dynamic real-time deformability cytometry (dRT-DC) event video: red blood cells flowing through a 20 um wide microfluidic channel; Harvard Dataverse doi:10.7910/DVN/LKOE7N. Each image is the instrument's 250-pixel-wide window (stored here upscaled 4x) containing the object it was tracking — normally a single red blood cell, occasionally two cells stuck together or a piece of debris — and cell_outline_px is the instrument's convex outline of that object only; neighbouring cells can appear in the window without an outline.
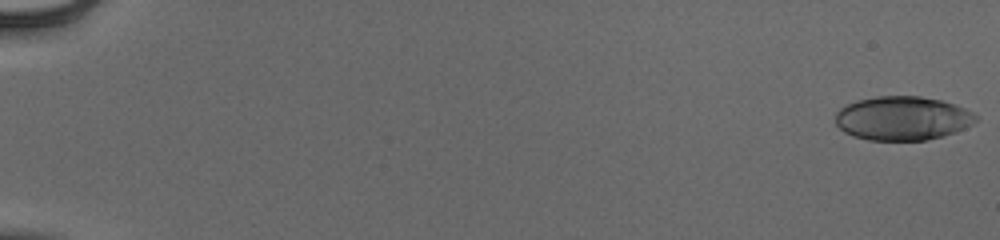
{"species": "human", "species_latin": "Homo sapiens", "temperature_condition": "cold", "stored_images_in_passage": 54, "camera_frame_rate_fps": 3000, "um_per_image_px": 0.085, "donor": {"sex": "male"}, "frame": {"image": 1, "passage_image": 1, "time_ms": 0.0, "image_size_px": [1000, 240], "cell_outline_px": [[976, 120], [972, 124], [956, 132], [944, 136], [924, 140], [868, 140], [852, 136], [844, 132], [836, 124], [836, 112], [840, 108], [856, 100], [876, 96], [920, 96], [940, 100], [964, 108], [972, 112], [976, 116]], "centroid_in_image_um": [76.69, 10.06], "position_along_channel_um": 8.3, "area_um2": 35.89}}
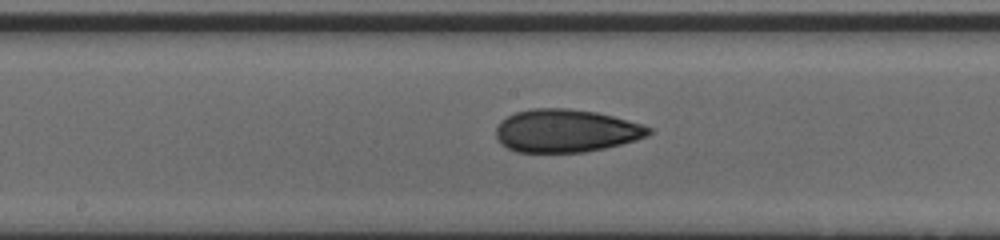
{"frame": {"image": 2, "passage_image": 31, "time_ms": 10.0, "image_size_px": [1000, 240], "cell_outline_px": [[652, 132], [648, 136], [636, 140], [604, 148], [584, 152], [516, 152], [500, 144], [496, 136], [496, 124], [500, 120], [516, 112], [532, 108], [568, 108], [596, 112], [628, 120], [652, 128]], "centroid_in_image_um": [48.08, 11.11], "position_along_channel_um": 200.1, "area_um2": 38.32}}
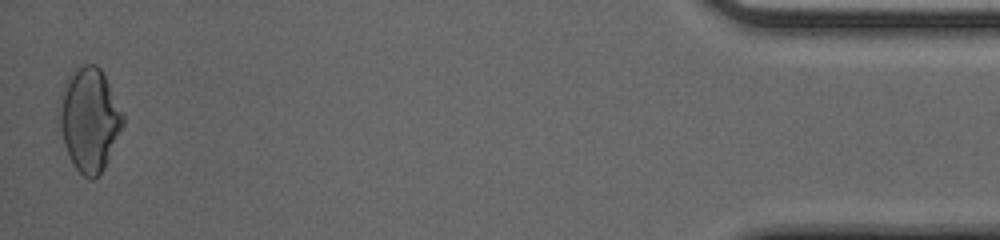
{"frame": {"image": 3, "passage_image": 54, "time_ms": 17.667, "image_size_px": [1000, 240], "cell_outline_px": [[124, 124], [104, 168], [92, 180], [88, 180], [76, 168], [68, 156], [64, 144], [60, 128], [56, 108], [68, 72], [76, 64], [96, 64], [100, 68], [124, 116]], "centroid_in_image_um": [7.54, 10.11], "position_along_channel_um": 427.7, "area_um2": 38.67}, "authors_computed_cell_mechanics": {"area_um2": 36.6741, "velocity_mm_per_s": 3.9656, "shape_relaxation_time_tau1_ms": null, "shape_relaxation_time_tau2_ms": 2.0702, "deformation_change_tau1": null, "deformation_change_tau2": 0.09}}